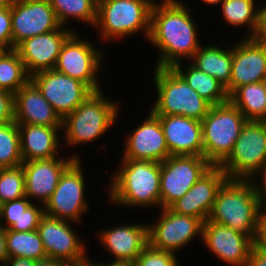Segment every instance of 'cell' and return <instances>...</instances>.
<instances>
[{
    "mask_svg": "<svg viewBox=\"0 0 266 266\" xmlns=\"http://www.w3.org/2000/svg\"><path fill=\"white\" fill-rule=\"evenodd\" d=\"M190 6L182 0L154 2L147 40L159 53L154 67L172 68L185 60L190 61L202 45L197 30L200 27L194 22L195 8Z\"/></svg>",
    "mask_w": 266,
    "mask_h": 266,
    "instance_id": "6da1fadb",
    "label": "cell"
},
{
    "mask_svg": "<svg viewBox=\"0 0 266 266\" xmlns=\"http://www.w3.org/2000/svg\"><path fill=\"white\" fill-rule=\"evenodd\" d=\"M119 164L108 178V192L104 193L108 203L127 209H161V163L120 158Z\"/></svg>",
    "mask_w": 266,
    "mask_h": 266,
    "instance_id": "7a4b0ae2",
    "label": "cell"
},
{
    "mask_svg": "<svg viewBox=\"0 0 266 266\" xmlns=\"http://www.w3.org/2000/svg\"><path fill=\"white\" fill-rule=\"evenodd\" d=\"M263 205L250 179H226L220 186L209 220L256 240Z\"/></svg>",
    "mask_w": 266,
    "mask_h": 266,
    "instance_id": "3957f363",
    "label": "cell"
},
{
    "mask_svg": "<svg viewBox=\"0 0 266 266\" xmlns=\"http://www.w3.org/2000/svg\"><path fill=\"white\" fill-rule=\"evenodd\" d=\"M117 101L106 97L103 90L91 93L62 120V148L83 147L104 137L121 115V103Z\"/></svg>",
    "mask_w": 266,
    "mask_h": 266,
    "instance_id": "277c9868",
    "label": "cell"
},
{
    "mask_svg": "<svg viewBox=\"0 0 266 266\" xmlns=\"http://www.w3.org/2000/svg\"><path fill=\"white\" fill-rule=\"evenodd\" d=\"M154 2L155 0L100 1L97 3L96 23L93 27L96 29V37L103 44L116 43V40L122 41L140 33L147 41Z\"/></svg>",
    "mask_w": 266,
    "mask_h": 266,
    "instance_id": "5b68a950",
    "label": "cell"
},
{
    "mask_svg": "<svg viewBox=\"0 0 266 266\" xmlns=\"http://www.w3.org/2000/svg\"><path fill=\"white\" fill-rule=\"evenodd\" d=\"M155 115H179L202 121L211 104L203 99L173 68H156L153 72Z\"/></svg>",
    "mask_w": 266,
    "mask_h": 266,
    "instance_id": "8992f818",
    "label": "cell"
},
{
    "mask_svg": "<svg viewBox=\"0 0 266 266\" xmlns=\"http://www.w3.org/2000/svg\"><path fill=\"white\" fill-rule=\"evenodd\" d=\"M247 119L229 100L211 106L202 122L203 157L219 166L232 152Z\"/></svg>",
    "mask_w": 266,
    "mask_h": 266,
    "instance_id": "52a82bcc",
    "label": "cell"
},
{
    "mask_svg": "<svg viewBox=\"0 0 266 266\" xmlns=\"http://www.w3.org/2000/svg\"><path fill=\"white\" fill-rule=\"evenodd\" d=\"M81 35L77 31L73 32L62 44L54 69L80 80L93 92L100 91L103 86L98 76L104 70L102 62L106 59L103 56L105 50Z\"/></svg>",
    "mask_w": 266,
    "mask_h": 266,
    "instance_id": "ba28073f",
    "label": "cell"
},
{
    "mask_svg": "<svg viewBox=\"0 0 266 266\" xmlns=\"http://www.w3.org/2000/svg\"><path fill=\"white\" fill-rule=\"evenodd\" d=\"M81 160H74L61 174L56 189L44 205V214L53 218L81 224L90 210L86 199L88 188ZM87 189V190H86ZM88 201V202H87ZM83 218V219H82Z\"/></svg>",
    "mask_w": 266,
    "mask_h": 266,
    "instance_id": "9c48e42d",
    "label": "cell"
},
{
    "mask_svg": "<svg viewBox=\"0 0 266 266\" xmlns=\"http://www.w3.org/2000/svg\"><path fill=\"white\" fill-rule=\"evenodd\" d=\"M266 162V121L247 120L232 152L219 165L228 179H251Z\"/></svg>",
    "mask_w": 266,
    "mask_h": 266,
    "instance_id": "30bf717a",
    "label": "cell"
},
{
    "mask_svg": "<svg viewBox=\"0 0 266 266\" xmlns=\"http://www.w3.org/2000/svg\"><path fill=\"white\" fill-rule=\"evenodd\" d=\"M158 219L147 224L148 245L156 250L178 255V251L200 237L203 221L189 215L176 214L169 208L159 209Z\"/></svg>",
    "mask_w": 266,
    "mask_h": 266,
    "instance_id": "8fae6325",
    "label": "cell"
},
{
    "mask_svg": "<svg viewBox=\"0 0 266 266\" xmlns=\"http://www.w3.org/2000/svg\"><path fill=\"white\" fill-rule=\"evenodd\" d=\"M212 165L195 155H171L161 162L160 205L169 208L207 172Z\"/></svg>",
    "mask_w": 266,
    "mask_h": 266,
    "instance_id": "7c38bea8",
    "label": "cell"
},
{
    "mask_svg": "<svg viewBox=\"0 0 266 266\" xmlns=\"http://www.w3.org/2000/svg\"><path fill=\"white\" fill-rule=\"evenodd\" d=\"M30 80L62 120L93 93L80 80L71 78L55 69L37 72L30 77Z\"/></svg>",
    "mask_w": 266,
    "mask_h": 266,
    "instance_id": "4fadbf2b",
    "label": "cell"
},
{
    "mask_svg": "<svg viewBox=\"0 0 266 266\" xmlns=\"http://www.w3.org/2000/svg\"><path fill=\"white\" fill-rule=\"evenodd\" d=\"M73 225L76 226L78 223L47 215L41 218L37 232L47 257L68 263L83 259L89 254L86 239L77 233Z\"/></svg>",
    "mask_w": 266,
    "mask_h": 266,
    "instance_id": "5bb4252c",
    "label": "cell"
},
{
    "mask_svg": "<svg viewBox=\"0 0 266 266\" xmlns=\"http://www.w3.org/2000/svg\"><path fill=\"white\" fill-rule=\"evenodd\" d=\"M77 152L78 149L70 152L69 157L61 154L52 159L23 161L21 166L25 174V196L32 203L44 206L56 189L64 170L74 160H83Z\"/></svg>",
    "mask_w": 266,
    "mask_h": 266,
    "instance_id": "9a60e30c",
    "label": "cell"
},
{
    "mask_svg": "<svg viewBox=\"0 0 266 266\" xmlns=\"http://www.w3.org/2000/svg\"><path fill=\"white\" fill-rule=\"evenodd\" d=\"M139 124L125 136L121 158L161 163L171 156L161 122L151 110Z\"/></svg>",
    "mask_w": 266,
    "mask_h": 266,
    "instance_id": "2e32d148",
    "label": "cell"
},
{
    "mask_svg": "<svg viewBox=\"0 0 266 266\" xmlns=\"http://www.w3.org/2000/svg\"><path fill=\"white\" fill-rule=\"evenodd\" d=\"M13 49L23 40L57 30L61 25L49 0H13Z\"/></svg>",
    "mask_w": 266,
    "mask_h": 266,
    "instance_id": "e0dca14e",
    "label": "cell"
},
{
    "mask_svg": "<svg viewBox=\"0 0 266 266\" xmlns=\"http://www.w3.org/2000/svg\"><path fill=\"white\" fill-rule=\"evenodd\" d=\"M266 74V40L239 38L232 43L229 96L240 86L258 83Z\"/></svg>",
    "mask_w": 266,
    "mask_h": 266,
    "instance_id": "ac0fdd59",
    "label": "cell"
},
{
    "mask_svg": "<svg viewBox=\"0 0 266 266\" xmlns=\"http://www.w3.org/2000/svg\"><path fill=\"white\" fill-rule=\"evenodd\" d=\"M118 222L117 226L99 229L96 232L97 240L106 253L111 256L112 262L134 264L142 250L148 245L147 221Z\"/></svg>",
    "mask_w": 266,
    "mask_h": 266,
    "instance_id": "d6986e66",
    "label": "cell"
},
{
    "mask_svg": "<svg viewBox=\"0 0 266 266\" xmlns=\"http://www.w3.org/2000/svg\"><path fill=\"white\" fill-rule=\"evenodd\" d=\"M201 242L213 257L228 266H244L254 241L244 233L238 232L207 219L203 223Z\"/></svg>",
    "mask_w": 266,
    "mask_h": 266,
    "instance_id": "ffe728a7",
    "label": "cell"
},
{
    "mask_svg": "<svg viewBox=\"0 0 266 266\" xmlns=\"http://www.w3.org/2000/svg\"><path fill=\"white\" fill-rule=\"evenodd\" d=\"M77 29L60 26L57 30L27 38L15 50L23 61L27 74L54 69L62 44Z\"/></svg>",
    "mask_w": 266,
    "mask_h": 266,
    "instance_id": "44dd1931",
    "label": "cell"
},
{
    "mask_svg": "<svg viewBox=\"0 0 266 266\" xmlns=\"http://www.w3.org/2000/svg\"><path fill=\"white\" fill-rule=\"evenodd\" d=\"M226 179L227 176L220 166H212L169 209L176 214L193 216L205 222L214 207L216 194Z\"/></svg>",
    "mask_w": 266,
    "mask_h": 266,
    "instance_id": "7402d4cb",
    "label": "cell"
},
{
    "mask_svg": "<svg viewBox=\"0 0 266 266\" xmlns=\"http://www.w3.org/2000/svg\"><path fill=\"white\" fill-rule=\"evenodd\" d=\"M170 155L203 156L202 122L179 115H156Z\"/></svg>",
    "mask_w": 266,
    "mask_h": 266,
    "instance_id": "603a6c76",
    "label": "cell"
},
{
    "mask_svg": "<svg viewBox=\"0 0 266 266\" xmlns=\"http://www.w3.org/2000/svg\"><path fill=\"white\" fill-rule=\"evenodd\" d=\"M13 106L17 124L62 127V119L31 80L14 94Z\"/></svg>",
    "mask_w": 266,
    "mask_h": 266,
    "instance_id": "cb8c5ba5",
    "label": "cell"
},
{
    "mask_svg": "<svg viewBox=\"0 0 266 266\" xmlns=\"http://www.w3.org/2000/svg\"><path fill=\"white\" fill-rule=\"evenodd\" d=\"M23 161L52 159L66 150L61 149L62 127L18 124Z\"/></svg>",
    "mask_w": 266,
    "mask_h": 266,
    "instance_id": "d4e9b609",
    "label": "cell"
},
{
    "mask_svg": "<svg viewBox=\"0 0 266 266\" xmlns=\"http://www.w3.org/2000/svg\"><path fill=\"white\" fill-rule=\"evenodd\" d=\"M201 45L190 62L202 72L217 79L229 96V81L232 66V45L216 44L213 40ZM223 46V47H222ZM222 47V48H221Z\"/></svg>",
    "mask_w": 266,
    "mask_h": 266,
    "instance_id": "484cf974",
    "label": "cell"
},
{
    "mask_svg": "<svg viewBox=\"0 0 266 266\" xmlns=\"http://www.w3.org/2000/svg\"><path fill=\"white\" fill-rule=\"evenodd\" d=\"M180 62L172 68L195 90L203 99L208 101L212 106L225 103L229 96L225 87L214 77L202 72L195 67L190 61Z\"/></svg>",
    "mask_w": 266,
    "mask_h": 266,
    "instance_id": "4316f807",
    "label": "cell"
},
{
    "mask_svg": "<svg viewBox=\"0 0 266 266\" xmlns=\"http://www.w3.org/2000/svg\"><path fill=\"white\" fill-rule=\"evenodd\" d=\"M257 1V2H256ZM258 0H224L220 5L221 17L227 26L235 29L246 28L242 38L257 37L258 32ZM229 24V25H228Z\"/></svg>",
    "mask_w": 266,
    "mask_h": 266,
    "instance_id": "83f0119b",
    "label": "cell"
},
{
    "mask_svg": "<svg viewBox=\"0 0 266 266\" xmlns=\"http://www.w3.org/2000/svg\"><path fill=\"white\" fill-rule=\"evenodd\" d=\"M229 101L247 120H266V88L263 81L240 86L229 96Z\"/></svg>",
    "mask_w": 266,
    "mask_h": 266,
    "instance_id": "f1b7e54d",
    "label": "cell"
},
{
    "mask_svg": "<svg viewBox=\"0 0 266 266\" xmlns=\"http://www.w3.org/2000/svg\"><path fill=\"white\" fill-rule=\"evenodd\" d=\"M58 22L65 27L74 21L94 27L97 3L94 0H49ZM72 20V22H70Z\"/></svg>",
    "mask_w": 266,
    "mask_h": 266,
    "instance_id": "f546056e",
    "label": "cell"
},
{
    "mask_svg": "<svg viewBox=\"0 0 266 266\" xmlns=\"http://www.w3.org/2000/svg\"><path fill=\"white\" fill-rule=\"evenodd\" d=\"M23 61L15 49L0 51V89L15 94L28 81Z\"/></svg>",
    "mask_w": 266,
    "mask_h": 266,
    "instance_id": "4dcf8cb0",
    "label": "cell"
},
{
    "mask_svg": "<svg viewBox=\"0 0 266 266\" xmlns=\"http://www.w3.org/2000/svg\"><path fill=\"white\" fill-rule=\"evenodd\" d=\"M6 246L9 257H25L36 261L47 258L37 230L16 232L6 229Z\"/></svg>",
    "mask_w": 266,
    "mask_h": 266,
    "instance_id": "1f68e13d",
    "label": "cell"
},
{
    "mask_svg": "<svg viewBox=\"0 0 266 266\" xmlns=\"http://www.w3.org/2000/svg\"><path fill=\"white\" fill-rule=\"evenodd\" d=\"M22 163L18 124L12 121L0 125V168H14Z\"/></svg>",
    "mask_w": 266,
    "mask_h": 266,
    "instance_id": "d6a6232c",
    "label": "cell"
},
{
    "mask_svg": "<svg viewBox=\"0 0 266 266\" xmlns=\"http://www.w3.org/2000/svg\"><path fill=\"white\" fill-rule=\"evenodd\" d=\"M25 197V174L22 166L0 168V205Z\"/></svg>",
    "mask_w": 266,
    "mask_h": 266,
    "instance_id": "836d02e7",
    "label": "cell"
},
{
    "mask_svg": "<svg viewBox=\"0 0 266 266\" xmlns=\"http://www.w3.org/2000/svg\"><path fill=\"white\" fill-rule=\"evenodd\" d=\"M178 255L156 250L147 245L137 257L134 266H180Z\"/></svg>",
    "mask_w": 266,
    "mask_h": 266,
    "instance_id": "e575fe53",
    "label": "cell"
},
{
    "mask_svg": "<svg viewBox=\"0 0 266 266\" xmlns=\"http://www.w3.org/2000/svg\"><path fill=\"white\" fill-rule=\"evenodd\" d=\"M44 215V206L32 203L25 211L18 215L9 230L16 232L37 230L40 220Z\"/></svg>",
    "mask_w": 266,
    "mask_h": 266,
    "instance_id": "d590c367",
    "label": "cell"
},
{
    "mask_svg": "<svg viewBox=\"0 0 266 266\" xmlns=\"http://www.w3.org/2000/svg\"><path fill=\"white\" fill-rule=\"evenodd\" d=\"M32 204L26 196L13 201H7L0 205V225L6 230L15 222L18 215Z\"/></svg>",
    "mask_w": 266,
    "mask_h": 266,
    "instance_id": "8d00e7d4",
    "label": "cell"
},
{
    "mask_svg": "<svg viewBox=\"0 0 266 266\" xmlns=\"http://www.w3.org/2000/svg\"><path fill=\"white\" fill-rule=\"evenodd\" d=\"M0 49H13L11 7L0 9Z\"/></svg>",
    "mask_w": 266,
    "mask_h": 266,
    "instance_id": "74e56055",
    "label": "cell"
},
{
    "mask_svg": "<svg viewBox=\"0 0 266 266\" xmlns=\"http://www.w3.org/2000/svg\"><path fill=\"white\" fill-rule=\"evenodd\" d=\"M14 95L0 89V125L14 121Z\"/></svg>",
    "mask_w": 266,
    "mask_h": 266,
    "instance_id": "f35d334b",
    "label": "cell"
},
{
    "mask_svg": "<svg viewBox=\"0 0 266 266\" xmlns=\"http://www.w3.org/2000/svg\"><path fill=\"white\" fill-rule=\"evenodd\" d=\"M250 181L261 199L262 205H266V162L263 166L252 176Z\"/></svg>",
    "mask_w": 266,
    "mask_h": 266,
    "instance_id": "ab89813d",
    "label": "cell"
},
{
    "mask_svg": "<svg viewBox=\"0 0 266 266\" xmlns=\"http://www.w3.org/2000/svg\"><path fill=\"white\" fill-rule=\"evenodd\" d=\"M257 38L266 40V0L262 3L259 0Z\"/></svg>",
    "mask_w": 266,
    "mask_h": 266,
    "instance_id": "60d3db41",
    "label": "cell"
},
{
    "mask_svg": "<svg viewBox=\"0 0 266 266\" xmlns=\"http://www.w3.org/2000/svg\"><path fill=\"white\" fill-rule=\"evenodd\" d=\"M244 266H266V253L253 246Z\"/></svg>",
    "mask_w": 266,
    "mask_h": 266,
    "instance_id": "b9f144b4",
    "label": "cell"
},
{
    "mask_svg": "<svg viewBox=\"0 0 266 266\" xmlns=\"http://www.w3.org/2000/svg\"><path fill=\"white\" fill-rule=\"evenodd\" d=\"M254 246L261 252L266 253V220L264 218H262L257 230Z\"/></svg>",
    "mask_w": 266,
    "mask_h": 266,
    "instance_id": "7bdbcfd3",
    "label": "cell"
},
{
    "mask_svg": "<svg viewBox=\"0 0 266 266\" xmlns=\"http://www.w3.org/2000/svg\"><path fill=\"white\" fill-rule=\"evenodd\" d=\"M36 260L25 257H9L2 266H35Z\"/></svg>",
    "mask_w": 266,
    "mask_h": 266,
    "instance_id": "ee69618b",
    "label": "cell"
},
{
    "mask_svg": "<svg viewBox=\"0 0 266 266\" xmlns=\"http://www.w3.org/2000/svg\"><path fill=\"white\" fill-rule=\"evenodd\" d=\"M9 258L6 246V230L0 225V266Z\"/></svg>",
    "mask_w": 266,
    "mask_h": 266,
    "instance_id": "f6af8a7d",
    "label": "cell"
},
{
    "mask_svg": "<svg viewBox=\"0 0 266 266\" xmlns=\"http://www.w3.org/2000/svg\"><path fill=\"white\" fill-rule=\"evenodd\" d=\"M87 255L83 259L66 263V266H100L99 261L93 262L92 258ZM92 260V261H91Z\"/></svg>",
    "mask_w": 266,
    "mask_h": 266,
    "instance_id": "bcb514c9",
    "label": "cell"
},
{
    "mask_svg": "<svg viewBox=\"0 0 266 266\" xmlns=\"http://www.w3.org/2000/svg\"><path fill=\"white\" fill-rule=\"evenodd\" d=\"M35 266H66V262L47 257L45 259L38 260Z\"/></svg>",
    "mask_w": 266,
    "mask_h": 266,
    "instance_id": "7dc6e473",
    "label": "cell"
},
{
    "mask_svg": "<svg viewBox=\"0 0 266 266\" xmlns=\"http://www.w3.org/2000/svg\"><path fill=\"white\" fill-rule=\"evenodd\" d=\"M105 260L106 259H104L103 262L102 261L100 262V266H133L134 265L132 263H121V262H112V261L107 262V260L105 262Z\"/></svg>",
    "mask_w": 266,
    "mask_h": 266,
    "instance_id": "c3c4849f",
    "label": "cell"
},
{
    "mask_svg": "<svg viewBox=\"0 0 266 266\" xmlns=\"http://www.w3.org/2000/svg\"><path fill=\"white\" fill-rule=\"evenodd\" d=\"M224 0H200V2L204 3L205 5H209V7H214L216 6L217 8V5H221V3L223 2ZM211 5V6H210Z\"/></svg>",
    "mask_w": 266,
    "mask_h": 266,
    "instance_id": "681fc988",
    "label": "cell"
},
{
    "mask_svg": "<svg viewBox=\"0 0 266 266\" xmlns=\"http://www.w3.org/2000/svg\"><path fill=\"white\" fill-rule=\"evenodd\" d=\"M13 0H0V9H7L11 7Z\"/></svg>",
    "mask_w": 266,
    "mask_h": 266,
    "instance_id": "f907efd6",
    "label": "cell"
},
{
    "mask_svg": "<svg viewBox=\"0 0 266 266\" xmlns=\"http://www.w3.org/2000/svg\"><path fill=\"white\" fill-rule=\"evenodd\" d=\"M263 218L266 220V205H263Z\"/></svg>",
    "mask_w": 266,
    "mask_h": 266,
    "instance_id": "816d5d0a",
    "label": "cell"
},
{
    "mask_svg": "<svg viewBox=\"0 0 266 266\" xmlns=\"http://www.w3.org/2000/svg\"><path fill=\"white\" fill-rule=\"evenodd\" d=\"M263 83H264L265 88H266V74H265V77H264Z\"/></svg>",
    "mask_w": 266,
    "mask_h": 266,
    "instance_id": "f5cc1de1",
    "label": "cell"
},
{
    "mask_svg": "<svg viewBox=\"0 0 266 266\" xmlns=\"http://www.w3.org/2000/svg\"><path fill=\"white\" fill-rule=\"evenodd\" d=\"M96 3H99L100 1H102V0H94Z\"/></svg>",
    "mask_w": 266,
    "mask_h": 266,
    "instance_id": "db71d44e",
    "label": "cell"
}]
</instances>
